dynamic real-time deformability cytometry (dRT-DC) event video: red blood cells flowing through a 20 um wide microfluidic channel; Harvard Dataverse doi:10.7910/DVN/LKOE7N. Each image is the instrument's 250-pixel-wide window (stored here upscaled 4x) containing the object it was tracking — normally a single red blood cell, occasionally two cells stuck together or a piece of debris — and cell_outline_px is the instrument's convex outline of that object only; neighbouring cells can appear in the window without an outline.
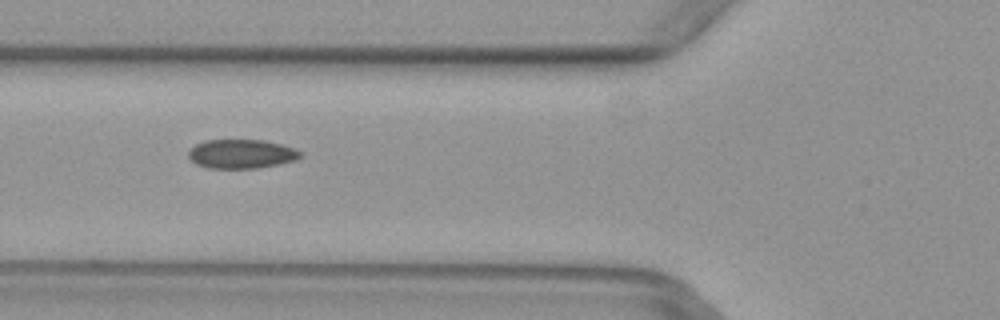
{"species": "common noctule bat (a hibernating species)", "species_latin": "Nyctalus noctula", "temperature_condition": "warm", "stored_images_in_passage": 3, "camera_frame_rate_fps": 3000, "um_per_image_px": 0.085, "animal": {"sex": "female", "body_mass_g": 29.2, "forearm_length_mm": 56.3}, "frame": {"image": 1, "passage_image": 2, "time_ms": 0.333, "image_size_px": [1000, 320], "cell_outline_px": [[304, 156], [296, 160], [256, 168], [208, 168], [196, 164], [188, 156], [188, 152], [196, 144], [204, 140], [264, 140], [296, 148]], "centroid_in_image_um": [20.53, 13.08], "position_along_channel_um": 105.3, "area_um2": 18.9}}